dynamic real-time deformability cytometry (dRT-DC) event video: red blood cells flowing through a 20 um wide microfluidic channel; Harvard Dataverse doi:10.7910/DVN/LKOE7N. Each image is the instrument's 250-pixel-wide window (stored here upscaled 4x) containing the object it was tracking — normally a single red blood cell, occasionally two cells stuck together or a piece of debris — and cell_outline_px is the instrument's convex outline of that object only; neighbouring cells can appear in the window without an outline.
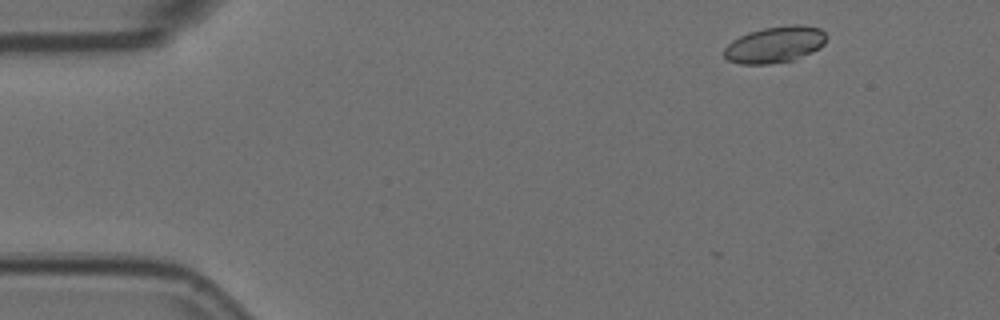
{"species": "Egyptian fruit bat (a non-hibernating species)", "species_latin": "Rousettus aegyptiacus", "temperature_condition": "room temperature", "stored_images_in_passage": 6, "camera_frame_rate_fps": 3000, "um_per_image_px": 0.085, "animal": {"sex": "female"}, "frame": {"image": 1, "passage_image": 2, "time_ms": 0.333, "image_size_px": [1000, 320], "cell_outline_px": [[828, 36], [824, 44], [820, 48], [812, 52], [792, 60], [768, 64], [740, 64], [728, 60], [724, 56], [724, 48], [732, 40], [748, 32], [764, 28], [792, 24], [800, 24], [820, 28]], "centroid_in_image_um": [65.88, 3.78], "position_along_channel_um": 19.1, "area_um2": 21.79}}